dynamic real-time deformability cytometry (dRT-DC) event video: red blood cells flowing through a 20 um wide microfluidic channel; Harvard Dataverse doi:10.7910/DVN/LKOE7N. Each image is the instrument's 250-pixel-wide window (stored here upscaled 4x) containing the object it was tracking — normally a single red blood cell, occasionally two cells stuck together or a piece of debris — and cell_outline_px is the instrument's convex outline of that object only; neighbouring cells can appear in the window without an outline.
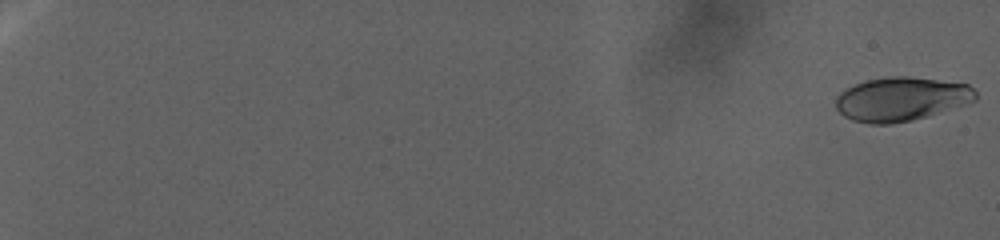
{"species": "human", "species_latin": "Homo sapiens", "temperature_condition": "warm", "stored_images_in_passage": 197, "camera_frame_rate_fps": 3000, "um_per_image_px": 0.085, "donor": {"sex": "female"}, "frame": {"image": 1, "passage_image": 1, "time_ms": 0.0, "image_size_px": [1000, 240], "cell_outline_px": [[976, 100], [964, 104], [912, 120], [888, 124], [872, 124], [852, 120], [844, 116], [836, 108], [836, 96], [840, 92], [864, 80], [884, 76], [908, 76], [968, 84], [976, 92]], "centroid_in_image_um": [76.56, 8.4], "position_along_channel_um": 8.4, "area_um2": 35.49}}
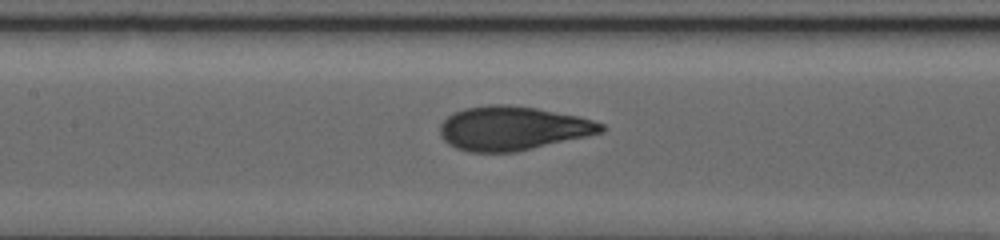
{"frame": {"image": 2, "passage_image": 104, "time_ms": 26.667, "image_size_px": [1000, 240], "cell_outline_px": [[604, 132], [588, 136], [516, 152], [468, 152], [456, 148], [448, 144], [440, 136], [440, 124], [452, 112], [464, 108], [492, 104], [508, 104], [536, 108], [576, 116], [592, 120], [604, 124]], "centroid_in_image_um": [43.55, 10.91], "position_along_channel_um": 163.9, "area_um2": 41.38}}
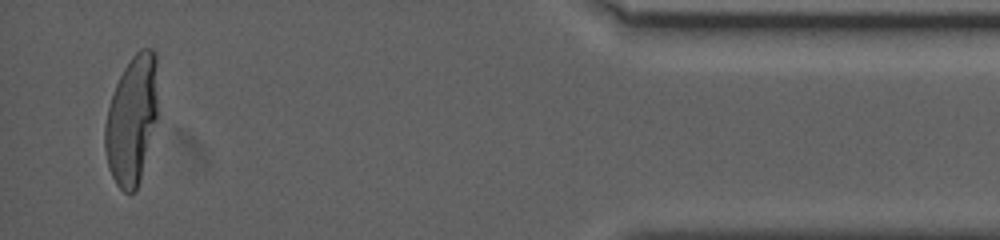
{"frame": {"image": 3, "passage_image": 190, "time_ms": 46.0, "image_size_px": [1000, 240], "cell_outline_px": [[156, 120], [136, 192], [124, 192], [116, 184], [108, 168], [104, 148], [104, 124], [108, 108], [116, 84], [124, 68], [132, 56], [140, 48], [152, 48], [156, 52]], "centroid_in_image_um": [11.17, 10.19], "position_along_channel_um": 424.0, "area_um2": 39.3}}